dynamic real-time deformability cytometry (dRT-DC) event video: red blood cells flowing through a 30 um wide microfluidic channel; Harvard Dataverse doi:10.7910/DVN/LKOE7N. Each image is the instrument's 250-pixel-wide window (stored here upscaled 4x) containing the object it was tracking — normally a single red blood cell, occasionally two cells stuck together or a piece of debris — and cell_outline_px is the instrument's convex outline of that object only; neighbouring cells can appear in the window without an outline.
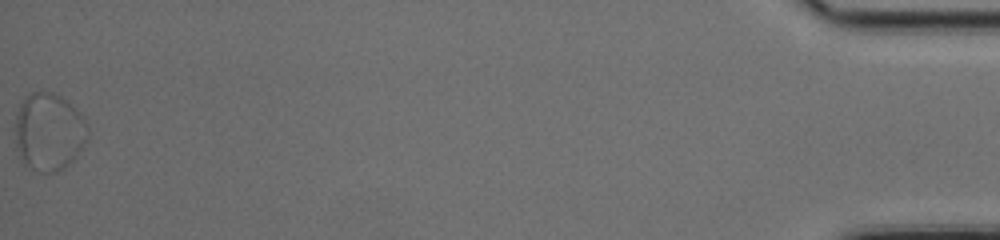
{"species": "common noctule bat (a hibernating species)", "species_latin": "Nyctalus noctula", "temperature_condition": "cold", "stored_images_in_passage": 52, "segment_of_instrument_passage": [2, 2], "camera_frame_rate_fps": 3000, "um_per_image_px": 0.085, "animal": {"sex": "female", "body_mass_g": 17.0, "forearm_length_mm": 48.0}, "frame": {"image": 1, "passage_image": 52, "time_ms": 17.0, "image_size_px": [1000, 240], "cell_outline_px": [[88, 136], [72, 160], [64, 168], [56, 172], [40, 172], [32, 168], [20, 156], [16, 148], [12, 128], [20, 104], [24, 96], [28, 92], [52, 92], [60, 96], [80, 112], [84, 116], [88, 128]], "centroid_in_image_um": [4.11, 11.17], "position_along_channel_um": 431.1, "area_um2": 33.0}}